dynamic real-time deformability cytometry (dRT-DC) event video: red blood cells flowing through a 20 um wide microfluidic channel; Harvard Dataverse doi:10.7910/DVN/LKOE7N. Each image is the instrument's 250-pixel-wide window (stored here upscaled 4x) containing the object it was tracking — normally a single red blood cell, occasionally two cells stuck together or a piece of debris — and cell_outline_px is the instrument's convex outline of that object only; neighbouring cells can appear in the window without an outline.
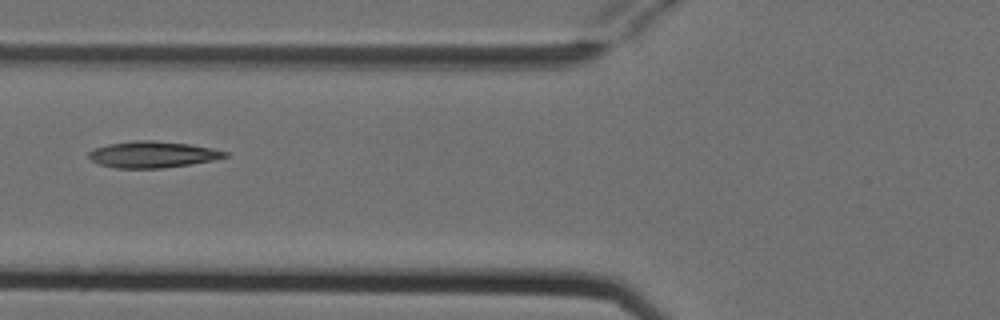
{"species": "Egyptian fruit bat (a non-hibernating species)", "species_latin": "Rousettus aegyptiacus", "temperature_condition": "cold", "stored_images_in_passage": 6, "camera_frame_rate_fps": 3000, "um_per_image_px": 0.085, "animal": {"sex": "female"}, "frame": {"image": 1, "passage_image": 5, "time_ms": 1.333, "image_size_px": [1000, 320], "cell_outline_px": [[228, 156], [212, 160], [164, 168], [116, 168], [100, 164], [92, 160], [88, 156], [88, 152], [96, 148], [108, 144], [136, 140], [152, 140], [188, 144], [212, 148], [228, 152]], "centroid_in_image_um": [12.96, 13.13], "position_along_channel_um": 112.8, "area_um2": 20.69}}
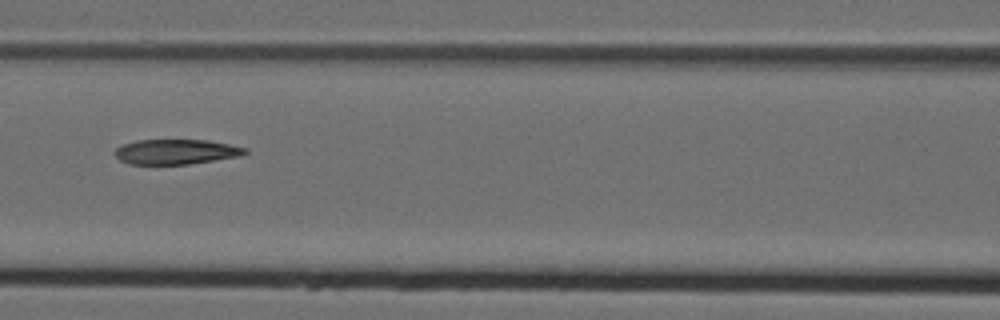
{"frame": {"image": 2, "passage_image": 6, "time_ms": 1.667, "image_size_px": [1000, 320], "cell_outline_px": [[248, 152], [240, 156], [188, 164], [128, 164], [120, 160], [116, 156], [116, 148], [124, 144], [136, 140], [208, 140], [248, 148]], "centroid_in_image_um": [14.98, 12.9], "position_along_channel_um": 151.6, "area_um2": 18.84}}